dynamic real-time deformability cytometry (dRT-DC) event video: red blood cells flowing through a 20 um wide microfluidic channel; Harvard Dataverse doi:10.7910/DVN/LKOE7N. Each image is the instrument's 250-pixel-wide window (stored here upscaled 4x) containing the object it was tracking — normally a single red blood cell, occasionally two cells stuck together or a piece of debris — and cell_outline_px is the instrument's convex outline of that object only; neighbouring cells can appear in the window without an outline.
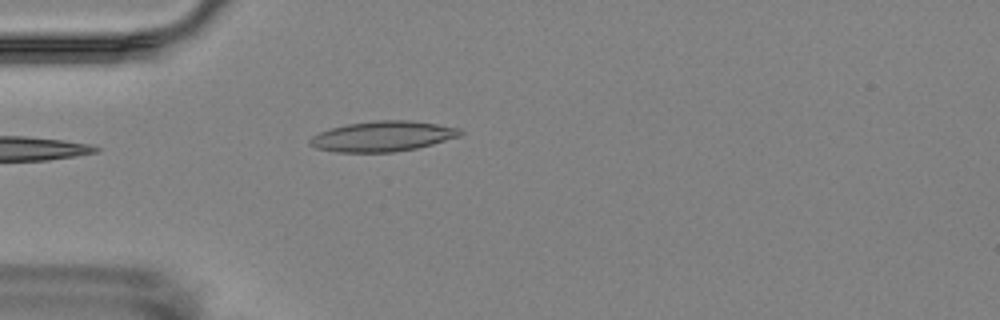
{"species": "Egyptian fruit bat (a non-hibernating species)", "species_latin": "Rousettus aegyptiacus", "temperature_condition": "room temperature", "stored_images_in_passage": 1, "camera_frame_rate_fps": 3000, "um_per_image_px": 0.085, "animal": {"sex": "female"}, "frame": {"image": 1, "passage_image": 1, "time_ms": 0.0, "image_size_px": [1000, 320], "cell_outline_px": [[464, 132], [460, 136], [432, 144], [416, 148], [392, 152], [336, 152], [316, 148], [308, 144], [308, 140], [312, 136], [320, 132], [332, 128], [348, 124], [376, 120], [408, 120], [436, 124], [460, 128]], "centroid_in_image_um": [32.52, 11.58], "position_along_channel_um": 52.5, "area_um2": 26.41}}